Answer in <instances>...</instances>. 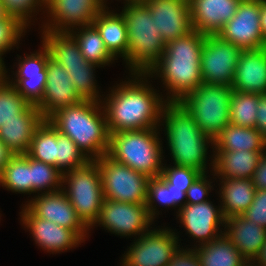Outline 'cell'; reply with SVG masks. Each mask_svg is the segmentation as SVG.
<instances>
[{
    "mask_svg": "<svg viewBox=\"0 0 266 266\" xmlns=\"http://www.w3.org/2000/svg\"><path fill=\"white\" fill-rule=\"evenodd\" d=\"M129 77L114 84L101 99L110 134L160 127L167 102L162 92L154 89L147 74L130 73Z\"/></svg>",
    "mask_w": 266,
    "mask_h": 266,
    "instance_id": "1",
    "label": "cell"
},
{
    "mask_svg": "<svg viewBox=\"0 0 266 266\" xmlns=\"http://www.w3.org/2000/svg\"><path fill=\"white\" fill-rule=\"evenodd\" d=\"M205 34L193 30L182 38L169 41L159 61L147 75L158 77L167 90L166 101H180L200 86L201 54ZM167 96V97H166Z\"/></svg>",
    "mask_w": 266,
    "mask_h": 266,
    "instance_id": "2",
    "label": "cell"
},
{
    "mask_svg": "<svg viewBox=\"0 0 266 266\" xmlns=\"http://www.w3.org/2000/svg\"><path fill=\"white\" fill-rule=\"evenodd\" d=\"M162 126L174 165L194 168L201 173H207L209 166L210 172H213L214 154L208 155L209 146L213 153V139L200 130L191 114L179 101H167L164 104L161 129Z\"/></svg>",
    "mask_w": 266,
    "mask_h": 266,
    "instance_id": "3",
    "label": "cell"
},
{
    "mask_svg": "<svg viewBox=\"0 0 266 266\" xmlns=\"http://www.w3.org/2000/svg\"><path fill=\"white\" fill-rule=\"evenodd\" d=\"M47 120L73 140L89 160L108 153L110 133L101 101L82 100L58 110Z\"/></svg>",
    "mask_w": 266,
    "mask_h": 266,
    "instance_id": "4",
    "label": "cell"
},
{
    "mask_svg": "<svg viewBox=\"0 0 266 266\" xmlns=\"http://www.w3.org/2000/svg\"><path fill=\"white\" fill-rule=\"evenodd\" d=\"M121 13L127 27L129 73L147 74L159 61L166 43L149 8L142 1H124Z\"/></svg>",
    "mask_w": 266,
    "mask_h": 266,
    "instance_id": "5",
    "label": "cell"
},
{
    "mask_svg": "<svg viewBox=\"0 0 266 266\" xmlns=\"http://www.w3.org/2000/svg\"><path fill=\"white\" fill-rule=\"evenodd\" d=\"M159 131H162L160 127H154L112 133L107 155L150 178L159 177L164 160Z\"/></svg>",
    "mask_w": 266,
    "mask_h": 266,
    "instance_id": "6",
    "label": "cell"
},
{
    "mask_svg": "<svg viewBox=\"0 0 266 266\" xmlns=\"http://www.w3.org/2000/svg\"><path fill=\"white\" fill-rule=\"evenodd\" d=\"M232 86L202 83L179 102L191 114L200 130L214 139L230 124Z\"/></svg>",
    "mask_w": 266,
    "mask_h": 266,
    "instance_id": "7",
    "label": "cell"
},
{
    "mask_svg": "<svg viewBox=\"0 0 266 266\" xmlns=\"http://www.w3.org/2000/svg\"><path fill=\"white\" fill-rule=\"evenodd\" d=\"M62 190L90 229L98 220L104 201L98 162L89 160L84 166L63 173Z\"/></svg>",
    "mask_w": 266,
    "mask_h": 266,
    "instance_id": "8",
    "label": "cell"
},
{
    "mask_svg": "<svg viewBox=\"0 0 266 266\" xmlns=\"http://www.w3.org/2000/svg\"><path fill=\"white\" fill-rule=\"evenodd\" d=\"M96 161L100 169L104 198L146 204L150 177L114 161L107 154Z\"/></svg>",
    "mask_w": 266,
    "mask_h": 266,
    "instance_id": "9",
    "label": "cell"
},
{
    "mask_svg": "<svg viewBox=\"0 0 266 266\" xmlns=\"http://www.w3.org/2000/svg\"><path fill=\"white\" fill-rule=\"evenodd\" d=\"M134 239L122 255L120 266H169L181 248L179 235L171 227L155 228Z\"/></svg>",
    "mask_w": 266,
    "mask_h": 266,
    "instance_id": "10",
    "label": "cell"
},
{
    "mask_svg": "<svg viewBox=\"0 0 266 266\" xmlns=\"http://www.w3.org/2000/svg\"><path fill=\"white\" fill-rule=\"evenodd\" d=\"M148 214L146 204L112 201L104 198L101 212L94 226H102L107 232L122 237L139 238L154 224ZM98 224V225H97Z\"/></svg>",
    "mask_w": 266,
    "mask_h": 266,
    "instance_id": "11",
    "label": "cell"
},
{
    "mask_svg": "<svg viewBox=\"0 0 266 266\" xmlns=\"http://www.w3.org/2000/svg\"><path fill=\"white\" fill-rule=\"evenodd\" d=\"M39 50L24 53V57L17 54V70L13 72L14 77L10 78L8 69L3 64V77L15 87L17 92L29 103L37 106L45 91L47 68L50 53L48 48L41 42ZM15 72V73H14Z\"/></svg>",
    "mask_w": 266,
    "mask_h": 266,
    "instance_id": "12",
    "label": "cell"
},
{
    "mask_svg": "<svg viewBox=\"0 0 266 266\" xmlns=\"http://www.w3.org/2000/svg\"><path fill=\"white\" fill-rule=\"evenodd\" d=\"M106 6V0H46L40 31L70 32L91 25Z\"/></svg>",
    "mask_w": 266,
    "mask_h": 266,
    "instance_id": "13",
    "label": "cell"
},
{
    "mask_svg": "<svg viewBox=\"0 0 266 266\" xmlns=\"http://www.w3.org/2000/svg\"><path fill=\"white\" fill-rule=\"evenodd\" d=\"M241 51L218 35H205L201 54L203 83L232 86Z\"/></svg>",
    "mask_w": 266,
    "mask_h": 266,
    "instance_id": "14",
    "label": "cell"
},
{
    "mask_svg": "<svg viewBox=\"0 0 266 266\" xmlns=\"http://www.w3.org/2000/svg\"><path fill=\"white\" fill-rule=\"evenodd\" d=\"M260 0H242L236 14L218 32V36L241 50L266 47L260 23Z\"/></svg>",
    "mask_w": 266,
    "mask_h": 266,
    "instance_id": "15",
    "label": "cell"
},
{
    "mask_svg": "<svg viewBox=\"0 0 266 266\" xmlns=\"http://www.w3.org/2000/svg\"><path fill=\"white\" fill-rule=\"evenodd\" d=\"M220 207L215 206L209 200L197 204L186 203L176 212L180 226L182 225L186 234L192 237L190 238L192 241L196 240L197 244L194 243L195 247H190V249L208 244L224 233L225 218Z\"/></svg>",
    "mask_w": 266,
    "mask_h": 266,
    "instance_id": "16",
    "label": "cell"
},
{
    "mask_svg": "<svg viewBox=\"0 0 266 266\" xmlns=\"http://www.w3.org/2000/svg\"><path fill=\"white\" fill-rule=\"evenodd\" d=\"M28 202V203H27ZM36 217L75 231L84 241L89 228L78 217L64 191L39 193L24 204Z\"/></svg>",
    "mask_w": 266,
    "mask_h": 266,
    "instance_id": "17",
    "label": "cell"
},
{
    "mask_svg": "<svg viewBox=\"0 0 266 266\" xmlns=\"http://www.w3.org/2000/svg\"><path fill=\"white\" fill-rule=\"evenodd\" d=\"M20 214L21 225L32 234L35 244L47 253L58 254L73 250L72 248L84 243L75 231L36 217L24 204Z\"/></svg>",
    "mask_w": 266,
    "mask_h": 266,
    "instance_id": "18",
    "label": "cell"
},
{
    "mask_svg": "<svg viewBox=\"0 0 266 266\" xmlns=\"http://www.w3.org/2000/svg\"><path fill=\"white\" fill-rule=\"evenodd\" d=\"M46 68L45 91L42 101L36 106L45 120L58 110L83 100L72 84L71 76L61 64L49 57Z\"/></svg>",
    "mask_w": 266,
    "mask_h": 266,
    "instance_id": "19",
    "label": "cell"
},
{
    "mask_svg": "<svg viewBox=\"0 0 266 266\" xmlns=\"http://www.w3.org/2000/svg\"><path fill=\"white\" fill-rule=\"evenodd\" d=\"M142 2L149 8L166 44L193 31L189 2L184 0H142Z\"/></svg>",
    "mask_w": 266,
    "mask_h": 266,
    "instance_id": "20",
    "label": "cell"
},
{
    "mask_svg": "<svg viewBox=\"0 0 266 266\" xmlns=\"http://www.w3.org/2000/svg\"><path fill=\"white\" fill-rule=\"evenodd\" d=\"M242 0H190L192 28L205 35H217L236 14Z\"/></svg>",
    "mask_w": 266,
    "mask_h": 266,
    "instance_id": "21",
    "label": "cell"
},
{
    "mask_svg": "<svg viewBox=\"0 0 266 266\" xmlns=\"http://www.w3.org/2000/svg\"><path fill=\"white\" fill-rule=\"evenodd\" d=\"M232 89L260 95L266 93V47L241 51Z\"/></svg>",
    "mask_w": 266,
    "mask_h": 266,
    "instance_id": "22",
    "label": "cell"
},
{
    "mask_svg": "<svg viewBox=\"0 0 266 266\" xmlns=\"http://www.w3.org/2000/svg\"><path fill=\"white\" fill-rule=\"evenodd\" d=\"M224 234L248 263L255 259L266 241V229L241 215L225 219Z\"/></svg>",
    "mask_w": 266,
    "mask_h": 266,
    "instance_id": "23",
    "label": "cell"
},
{
    "mask_svg": "<svg viewBox=\"0 0 266 266\" xmlns=\"http://www.w3.org/2000/svg\"><path fill=\"white\" fill-rule=\"evenodd\" d=\"M108 5L98 13L93 25L99 31L108 52L116 59L128 56V34L124 16L121 12L110 10Z\"/></svg>",
    "mask_w": 266,
    "mask_h": 266,
    "instance_id": "24",
    "label": "cell"
},
{
    "mask_svg": "<svg viewBox=\"0 0 266 266\" xmlns=\"http://www.w3.org/2000/svg\"><path fill=\"white\" fill-rule=\"evenodd\" d=\"M266 151H213V179L243 178L251 179L258 166L261 155ZM216 176V177H215ZM215 177V178H214Z\"/></svg>",
    "mask_w": 266,
    "mask_h": 266,
    "instance_id": "25",
    "label": "cell"
},
{
    "mask_svg": "<svg viewBox=\"0 0 266 266\" xmlns=\"http://www.w3.org/2000/svg\"><path fill=\"white\" fill-rule=\"evenodd\" d=\"M220 208L224 218L242 215L252 204L256 188L252 179L218 178ZM221 185V187H220Z\"/></svg>",
    "mask_w": 266,
    "mask_h": 266,
    "instance_id": "26",
    "label": "cell"
},
{
    "mask_svg": "<svg viewBox=\"0 0 266 266\" xmlns=\"http://www.w3.org/2000/svg\"><path fill=\"white\" fill-rule=\"evenodd\" d=\"M39 109L29 104L3 76L0 78V127L10 121H44Z\"/></svg>",
    "mask_w": 266,
    "mask_h": 266,
    "instance_id": "27",
    "label": "cell"
},
{
    "mask_svg": "<svg viewBox=\"0 0 266 266\" xmlns=\"http://www.w3.org/2000/svg\"><path fill=\"white\" fill-rule=\"evenodd\" d=\"M213 142V151H266V139L253 127L228 124Z\"/></svg>",
    "mask_w": 266,
    "mask_h": 266,
    "instance_id": "28",
    "label": "cell"
},
{
    "mask_svg": "<svg viewBox=\"0 0 266 266\" xmlns=\"http://www.w3.org/2000/svg\"><path fill=\"white\" fill-rule=\"evenodd\" d=\"M157 203L159 206H165L164 209L171 207L179 211L186 204V192L183 189L172 188V184L162 175L152 177L148 182L146 207L153 221L160 215Z\"/></svg>",
    "mask_w": 266,
    "mask_h": 266,
    "instance_id": "29",
    "label": "cell"
},
{
    "mask_svg": "<svg viewBox=\"0 0 266 266\" xmlns=\"http://www.w3.org/2000/svg\"><path fill=\"white\" fill-rule=\"evenodd\" d=\"M193 249L200 266H244L248 263L224 233Z\"/></svg>",
    "mask_w": 266,
    "mask_h": 266,
    "instance_id": "30",
    "label": "cell"
},
{
    "mask_svg": "<svg viewBox=\"0 0 266 266\" xmlns=\"http://www.w3.org/2000/svg\"><path fill=\"white\" fill-rule=\"evenodd\" d=\"M41 38L48 48L50 57L67 66L81 65L87 60L82 55L77 41L69 32L40 31Z\"/></svg>",
    "mask_w": 266,
    "mask_h": 266,
    "instance_id": "31",
    "label": "cell"
},
{
    "mask_svg": "<svg viewBox=\"0 0 266 266\" xmlns=\"http://www.w3.org/2000/svg\"><path fill=\"white\" fill-rule=\"evenodd\" d=\"M77 41L80 51L87 62L100 67L109 66L116 59L108 52L99 31L91 24L78 27L69 32Z\"/></svg>",
    "mask_w": 266,
    "mask_h": 266,
    "instance_id": "32",
    "label": "cell"
},
{
    "mask_svg": "<svg viewBox=\"0 0 266 266\" xmlns=\"http://www.w3.org/2000/svg\"><path fill=\"white\" fill-rule=\"evenodd\" d=\"M0 186L12 193L31 195V157L13 155L0 174Z\"/></svg>",
    "mask_w": 266,
    "mask_h": 266,
    "instance_id": "33",
    "label": "cell"
},
{
    "mask_svg": "<svg viewBox=\"0 0 266 266\" xmlns=\"http://www.w3.org/2000/svg\"><path fill=\"white\" fill-rule=\"evenodd\" d=\"M43 121H10L0 127V141L13 155H25Z\"/></svg>",
    "mask_w": 266,
    "mask_h": 266,
    "instance_id": "34",
    "label": "cell"
},
{
    "mask_svg": "<svg viewBox=\"0 0 266 266\" xmlns=\"http://www.w3.org/2000/svg\"><path fill=\"white\" fill-rule=\"evenodd\" d=\"M57 151V129L48 120H44L32 137L27 155L56 167Z\"/></svg>",
    "mask_w": 266,
    "mask_h": 266,
    "instance_id": "35",
    "label": "cell"
},
{
    "mask_svg": "<svg viewBox=\"0 0 266 266\" xmlns=\"http://www.w3.org/2000/svg\"><path fill=\"white\" fill-rule=\"evenodd\" d=\"M96 68L100 66L87 61L81 65L65 67L66 72L71 76L72 84L83 100L101 101V96H105L100 95V87L95 79Z\"/></svg>",
    "mask_w": 266,
    "mask_h": 266,
    "instance_id": "36",
    "label": "cell"
},
{
    "mask_svg": "<svg viewBox=\"0 0 266 266\" xmlns=\"http://www.w3.org/2000/svg\"><path fill=\"white\" fill-rule=\"evenodd\" d=\"M258 102L259 94L233 90L230 101V124L255 128Z\"/></svg>",
    "mask_w": 266,
    "mask_h": 266,
    "instance_id": "37",
    "label": "cell"
},
{
    "mask_svg": "<svg viewBox=\"0 0 266 266\" xmlns=\"http://www.w3.org/2000/svg\"><path fill=\"white\" fill-rule=\"evenodd\" d=\"M62 181L63 173L58 168L31 158V194L61 190Z\"/></svg>",
    "mask_w": 266,
    "mask_h": 266,
    "instance_id": "38",
    "label": "cell"
},
{
    "mask_svg": "<svg viewBox=\"0 0 266 266\" xmlns=\"http://www.w3.org/2000/svg\"><path fill=\"white\" fill-rule=\"evenodd\" d=\"M58 151L56 158V168L62 173L84 166L89 159L77 147L73 140L61 134L57 130Z\"/></svg>",
    "mask_w": 266,
    "mask_h": 266,
    "instance_id": "39",
    "label": "cell"
},
{
    "mask_svg": "<svg viewBox=\"0 0 266 266\" xmlns=\"http://www.w3.org/2000/svg\"><path fill=\"white\" fill-rule=\"evenodd\" d=\"M27 26L18 18L7 15L0 19V62L4 64V54L14 47L19 48L21 37H25Z\"/></svg>",
    "mask_w": 266,
    "mask_h": 266,
    "instance_id": "40",
    "label": "cell"
},
{
    "mask_svg": "<svg viewBox=\"0 0 266 266\" xmlns=\"http://www.w3.org/2000/svg\"><path fill=\"white\" fill-rule=\"evenodd\" d=\"M0 2L7 15L18 18L28 29L31 25H35L31 24V22H35V15L37 17L39 12H46V0H0Z\"/></svg>",
    "mask_w": 266,
    "mask_h": 266,
    "instance_id": "41",
    "label": "cell"
},
{
    "mask_svg": "<svg viewBox=\"0 0 266 266\" xmlns=\"http://www.w3.org/2000/svg\"><path fill=\"white\" fill-rule=\"evenodd\" d=\"M163 165L161 175L172 184V188L183 189L184 192L188 190L195 179L201 174L200 171L190 167L172 166L171 164L169 166Z\"/></svg>",
    "mask_w": 266,
    "mask_h": 266,
    "instance_id": "42",
    "label": "cell"
},
{
    "mask_svg": "<svg viewBox=\"0 0 266 266\" xmlns=\"http://www.w3.org/2000/svg\"><path fill=\"white\" fill-rule=\"evenodd\" d=\"M208 173H201L186 191V203L197 204L209 201V193L214 190L213 181ZM208 175V176H207ZM212 180V181H211Z\"/></svg>",
    "mask_w": 266,
    "mask_h": 266,
    "instance_id": "43",
    "label": "cell"
},
{
    "mask_svg": "<svg viewBox=\"0 0 266 266\" xmlns=\"http://www.w3.org/2000/svg\"><path fill=\"white\" fill-rule=\"evenodd\" d=\"M241 216L266 229V190H256L252 204Z\"/></svg>",
    "mask_w": 266,
    "mask_h": 266,
    "instance_id": "44",
    "label": "cell"
},
{
    "mask_svg": "<svg viewBox=\"0 0 266 266\" xmlns=\"http://www.w3.org/2000/svg\"><path fill=\"white\" fill-rule=\"evenodd\" d=\"M169 266H200L197 253L194 249L182 246L173 256Z\"/></svg>",
    "mask_w": 266,
    "mask_h": 266,
    "instance_id": "45",
    "label": "cell"
},
{
    "mask_svg": "<svg viewBox=\"0 0 266 266\" xmlns=\"http://www.w3.org/2000/svg\"><path fill=\"white\" fill-rule=\"evenodd\" d=\"M251 179L256 190H266V152L261 155Z\"/></svg>",
    "mask_w": 266,
    "mask_h": 266,
    "instance_id": "46",
    "label": "cell"
},
{
    "mask_svg": "<svg viewBox=\"0 0 266 266\" xmlns=\"http://www.w3.org/2000/svg\"><path fill=\"white\" fill-rule=\"evenodd\" d=\"M255 128L266 139V93L259 94Z\"/></svg>",
    "mask_w": 266,
    "mask_h": 266,
    "instance_id": "47",
    "label": "cell"
},
{
    "mask_svg": "<svg viewBox=\"0 0 266 266\" xmlns=\"http://www.w3.org/2000/svg\"><path fill=\"white\" fill-rule=\"evenodd\" d=\"M12 156L13 154L0 141V174Z\"/></svg>",
    "mask_w": 266,
    "mask_h": 266,
    "instance_id": "48",
    "label": "cell"
},
{
    "mask_svg": "<svg viewBox=\"0 0 266 266\" xmlns=\"http://www.w3.org/2000/svg\"><path fill=\"white\" fill-rule=\"evenodd\" d=\"M260 23L263 40L266 42V0H260Z\"/></svg>",
    "mask_w": 266,
    "mask_h": 266,
    "instance_id": "49",
    "label": "cell"
},
{
    "mask_svg": "<svg viewBox=\"0 0 266 266\" xmlns=\"http://www.w3.org/2000/svg\"><path fill=\"white\" fill-rule=\"evenodd\" d=\"M251 263L254 266H266V241L262 244L257 256Z\"/></svg>",
    "mask_w": 266,
    "mask_h": 266,
    "instance_id": "50",
    "label": "cell"
},
{
    "mask_svg": "<svg viewBox=\"0 0 266 266\" xmlns=\"http://www.w3.org/2000/svg\"><path fill=\"white\" fill-rule=\"evenodd\" d=\"M6 16H7V14L5 12V9H4L2 3L0 2V19L4 18Z\"/></svg>",
    "mask_w": 266,
    "mask_h": 266,
    "instance_id": "51",
    "label": "cell"
},
{
    "mask_svg": "<svg viewBox=\"0 0 266 266\" xmlns=\"http://www.w3.org/2000/svg\"><path fill=\"white\" fill-rule=\"evenodd\" d=\"M3 76V64L0 62V78Z\"/></svg>",
    "mask_w": 266,
    "mask_h": 266,
    "instance_id": "52",
    "label": "cell"
},
{
    "mask_svg": "<svg viewBox=\"0 0 266 266\" xmlns=\"http://www.w3.org/2000/svg\"><path fill=\"white\" fill-rule=\"evenodd\" d=\"M108 0H106L107 2ZM120 1V0H119ZM122 1V0H121ZM123 1H142V0H123Z\"/></svg>",
    "mask_w": 266,
    "mask_h": 266,
    "instance_id": "53",
    "label": "cell"
},
{
    "mask_svg": "<svg viewBox=\"0 0 266 266\" xmlns=\"http://www.w3.org/2000/svg\"><path fill=\"white\" fill-rule=\"evenodd\" d=\"M244 266H254L252 263H247L246 265Z\"/></svg>",
    "mask_w": 266,
    "mask_h": 266,
    "instance_id": "54",
    "label": "cell"
}]
</instances>
